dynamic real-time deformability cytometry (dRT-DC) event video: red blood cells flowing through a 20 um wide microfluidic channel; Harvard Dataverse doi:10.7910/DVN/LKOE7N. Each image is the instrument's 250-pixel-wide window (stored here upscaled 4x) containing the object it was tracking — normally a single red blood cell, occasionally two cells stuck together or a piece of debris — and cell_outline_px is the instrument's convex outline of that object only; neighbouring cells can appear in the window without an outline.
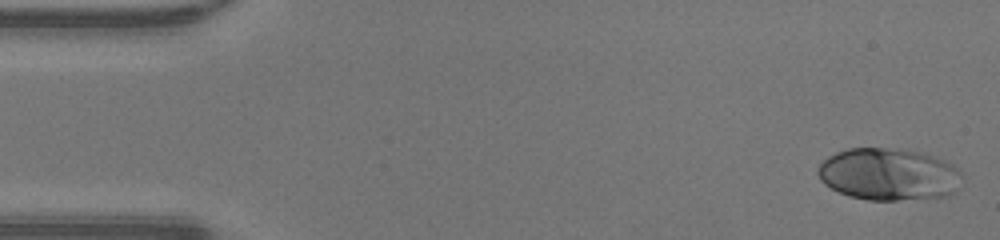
{"species": "human", "species_latin": "Homo sapiens", "temperature_condition": "warm", "stored_images_in_passage": 47, "camera_frame_rate_fps": 3000, "um_per_image_px": 0.085, "donor": {"sex": "male"}, "frame": {"image": 1, "passage_image": 1, "time_ms": 0.0, "image_size_px": [1000, 240], "cell_outline_px": [[960, 176], [956, 192], [948, 196], [896, 200], [868, 200], [848, 196], [824, 184], [820, 180], [816, 172], [820, 164], [828, 156], [836, 152], [848, 148], [908, 148], [944, 160], [952, 164], [960, 172]], "centroid_in_image_um": [75.51, 14.8], "position_along_channel_um": 9.5, "area_um2": 43.99}}
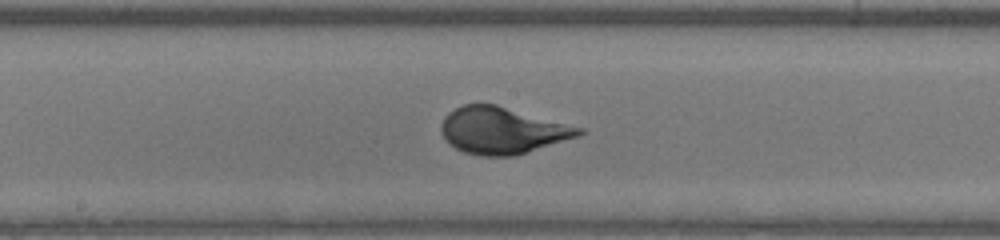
{"frame": {"image": 2, "passage_image": 24, "time_ms": 7.667, "image_size_px": [1000, 240], "cell_outline_px": [[584, 132], [580, 136], [516, 156], [480, 156], [464, 152], [456, 148], [440, 132], [440, 124], [444, 116], [448, 112], [464, 104], [496, 104], [584, 128]], "centroid_in_image_um": [42.71, 11.09], "position_along_channel_um": 205.5, "area_um2": 37.57}}
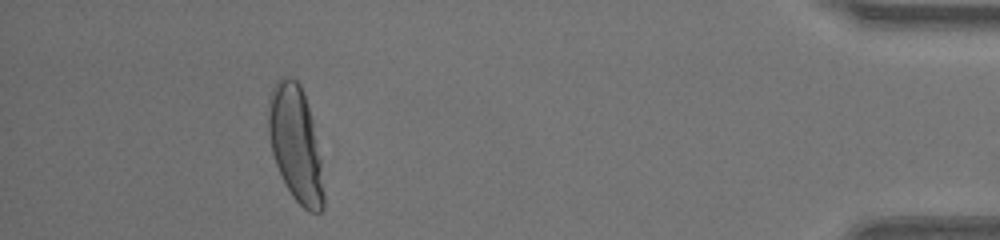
{"frame": {"image": 3, "passage_image": 43, "time_ms": 14.0, "image_size_px": [1000, 240], "cell_outline_px": [[324, 208], [320, 212], [308, 212], [292, 196], [276, 164], [272, 152], [268, 132], [268, 100], [272, 88], [276, 80], [280, 76], [288, 76], [296, 80], [300, 84], [304, 92], [312, 120], [320, 160], [324, 192]], "centroid_in_image_um": [25.11, 12.19], "position_along_channel_um": 410.1, "area_um2": 36.99}, "authors_computed_cell_mechanics": {"area_um2": 37.57, "velocity_mm_per_s": 4.2481, "shape_relaxation_time_tau1_ms": 3.9844, "shape_relaxation_time_tau2_ms": null, "deformation_change_tau1": 0.23, "deformation_change_tau2": null}}